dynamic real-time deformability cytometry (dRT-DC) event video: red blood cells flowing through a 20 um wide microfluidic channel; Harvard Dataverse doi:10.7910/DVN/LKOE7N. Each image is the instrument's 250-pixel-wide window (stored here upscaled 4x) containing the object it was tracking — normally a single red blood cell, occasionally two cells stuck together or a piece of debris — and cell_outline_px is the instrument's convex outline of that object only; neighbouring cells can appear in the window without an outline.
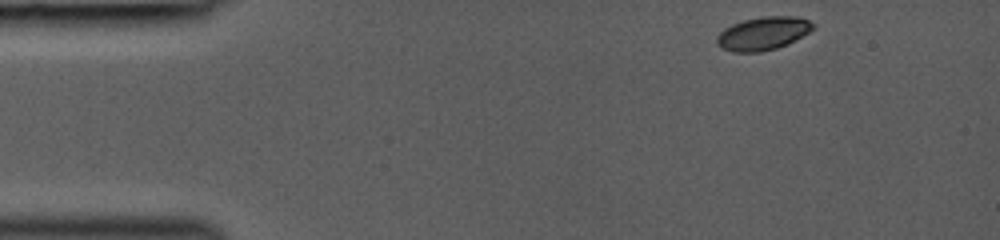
{"species": "common noctule bat (a hibernating species)", "species_latin": "Nyctalus noctula", "temperature_condition": "room temperature", "stored_images_in_passage": 3, "camera_frame_rate_fps": 3000, "um_per_image_px": 0.085, "animal": {"sex": "female", "body_mass_g": 19.0, "forearm_length_mm": 53.3}, "frame": {"image": 1, "passage_image": 1, "time_ms": 0.0, "image_size_px": [1000, 240], "cell_outline_px": [[816, 28], [788, 44], [776, 48], [760, 52], [732, 52], [720, 48], [716, 44], [716, 36], [724, 28], [732, 24], [744, 20], [764, 16], [800, 16], [816, 24]], "centroid_in_image_um": [64.86, 2.84], "position_along_channel_um": 20.1, "area_um2": 18.9}}
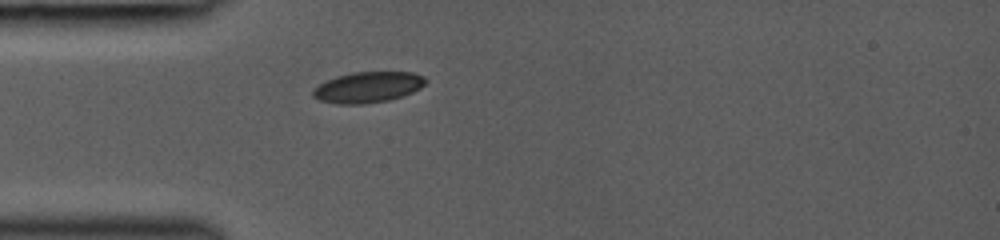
{"frame": {"image": 2, "passage_image": 3, "time_ms": 2.667, "image_size_px": [1000, 240], "cell_outline_px": [[428, 80], [420, 88], [412, 92], [388, 100], [364, 104], [336, 104], [320, 100], [312, 96], [312, 88], [336, 76], [352, 72], [412, 72], [424, 76]], "centroid_in_image_um": [31.25, 7.41], "position_along_channel_um": 53.7, "area_um2": 20.23}}